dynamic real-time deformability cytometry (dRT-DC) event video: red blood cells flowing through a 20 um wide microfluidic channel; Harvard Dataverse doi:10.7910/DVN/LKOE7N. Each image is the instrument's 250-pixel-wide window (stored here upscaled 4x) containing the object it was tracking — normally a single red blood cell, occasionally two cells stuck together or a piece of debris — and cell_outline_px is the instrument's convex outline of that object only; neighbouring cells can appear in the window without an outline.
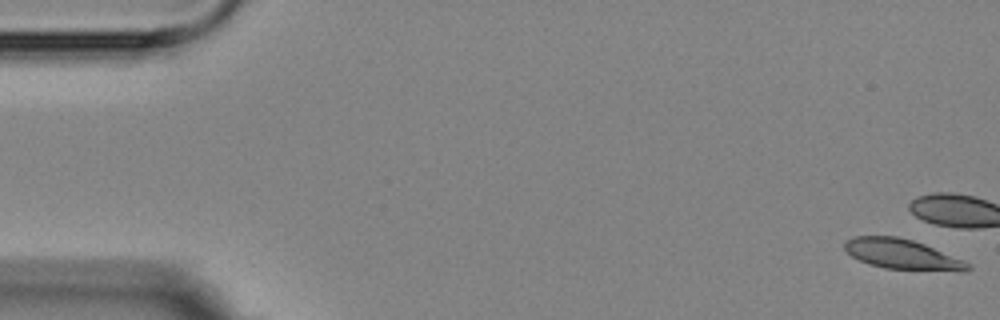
{"species": "Egyptian fruit bat (a non-hibernating species)", "species_latin": "Rousettus aegyptiacus", "temperature_condition": "room temperature", "stored_images_in_passage": 5, "camera_frame_rate_fps": 3000, "um_per_image_px": 0.085, "animal": {"sex": "female"}, "frame": {"image": 1, "passage_image": 1, "time_ms": 0.0, "image_size_px": [1000, 320], "cell_outline_px": [[972, 268], [964, 272], [960, 272], [884, 268], [868, 264], [852, 256], [844, 248], [844, 240], [852, 236], [896, 236], [912, 240], [924, 244], [964, 260], [972, 264]], "centroid_in_image_um": [76.72, 21.62], "position_along_channel_um": 8.3, "area_um2": 21.85}}